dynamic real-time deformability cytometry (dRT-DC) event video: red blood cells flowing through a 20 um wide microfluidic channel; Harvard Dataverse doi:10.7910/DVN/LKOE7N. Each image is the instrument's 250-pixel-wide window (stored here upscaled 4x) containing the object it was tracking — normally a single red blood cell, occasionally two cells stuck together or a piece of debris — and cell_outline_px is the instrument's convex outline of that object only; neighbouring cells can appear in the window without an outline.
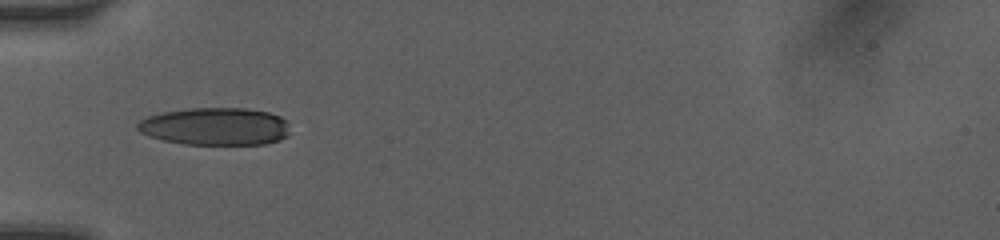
{"species": "human", "species_latin": "Homo sapiens", "temperature_condition": "room temperature", "stored_images_in_passage": 10, "camera_frame_rate_fps": 3000, "um_per_image_px": 0.085, "donor": {"sex": "female"}, "frame": {"image": 1, "passage_image": 1, "time_ms": 0.0, "image_size_px": [1000, 240], "cell_outline_px": [[288, 136], [280, 140], [264, 144], [184, 144], [164, 140], [140, 132], [136, 128], [136, 124], [140, 120], [148, 116], [164, 112], [188, 108], [244, 108], [268, 112], [280, 116], [288, 120]], "centroid_in_image_um": [18.33, 10.74], "position_along_channel_um": 66.7, "area_um2": 33.41}}
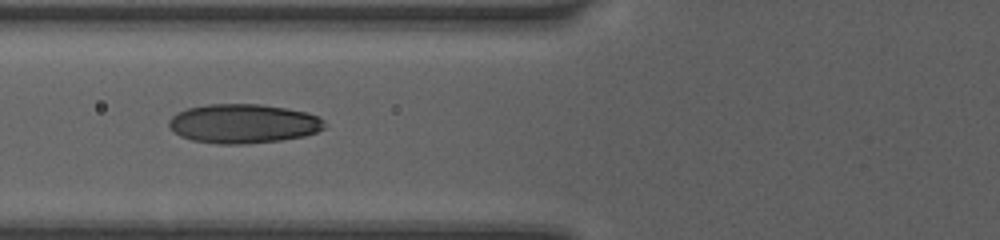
{"frame": {"image": 2, "passage_image": 9, "time_ms": 1.0, "image_size_px": [1000, 240], "cell_outline_px": [[324, 128], [316, 132], [304, 136], [280, 140], [244, 144], [216, 144], [192, 140], [180, 136], [168, 124], [168, 120], [176, 112], [188, 108], [208, 104], [260, 104], [288, 108], [308, 112], [320, 116], [324, 120]], "centroid_in_image_um": [20.7, 10.5], "position_along_channel_um": 105.1, "area_um2": 35.72}}